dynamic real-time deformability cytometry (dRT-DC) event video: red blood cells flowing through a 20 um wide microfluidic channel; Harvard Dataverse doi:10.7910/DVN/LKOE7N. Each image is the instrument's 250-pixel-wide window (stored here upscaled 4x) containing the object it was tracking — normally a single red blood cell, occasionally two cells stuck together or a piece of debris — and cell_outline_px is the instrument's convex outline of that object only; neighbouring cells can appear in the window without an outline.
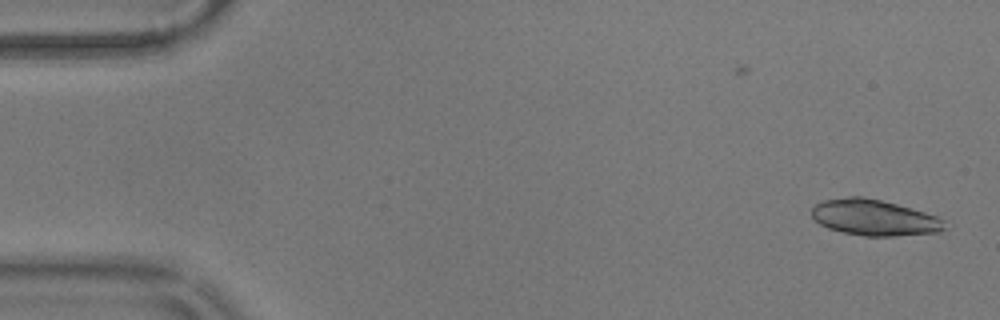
{"species": "common noctule bat (a hibernating species)", "species_latin": "Nyctalus noctula", "temperature_condition": "warm", "stored_images_in_passage": 17, "camera_frame_rate_fps": 3000, "um_per_image_px": 0.085, "animal": {"sex": "male", "body_mass_g": 17.9}, "frame": {"image": 1, "passage_image": 1, "time_ms": 0.0, "image_size_px": [1000, 320], "cell_outline_px": [[944, 228], [940, 232], [896, 236], [864, 236], [844, 232], [828, 228], [820, 224], [812, 216], [812, 208], [816, 204], [824, 200], [848, 196], [864, 196], [896, 204], [924, 212], [936, 216], [944, 220]], "centroid_in_image_um": [74.3, 18.49], "position_along_channel_um": 10.7, "area_um2": 27.69}}
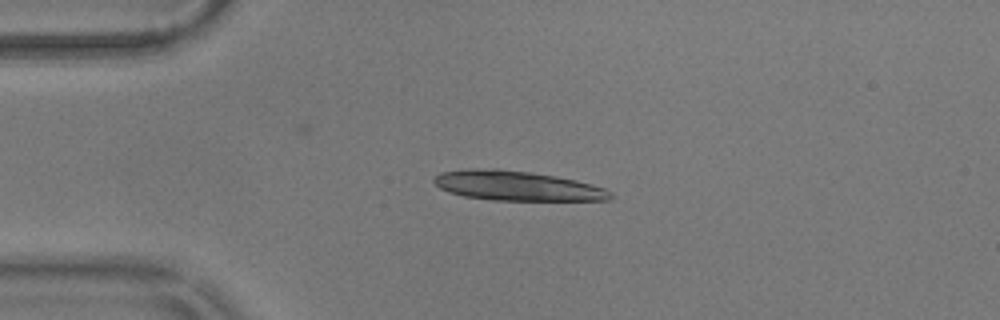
{"frame": {"image": 2, "passage_image": 12, "time_ms": 3.667, "image_size_px": [1000, 320], "cell_outline_px": [[612, 196], [608, 200], [492, 200], [464, 196], [448, 192], [440, 188], [432, 180], [440, 172], [468, 168], [496, 168], [528, 172], [556, 176], [576, 180], [592, 184], [604, 188], [612, 192]], "centroid_in_image_um": [43.92, 15.78], "position_along_channel_um": 41.1, "area_um2": 30.52}}